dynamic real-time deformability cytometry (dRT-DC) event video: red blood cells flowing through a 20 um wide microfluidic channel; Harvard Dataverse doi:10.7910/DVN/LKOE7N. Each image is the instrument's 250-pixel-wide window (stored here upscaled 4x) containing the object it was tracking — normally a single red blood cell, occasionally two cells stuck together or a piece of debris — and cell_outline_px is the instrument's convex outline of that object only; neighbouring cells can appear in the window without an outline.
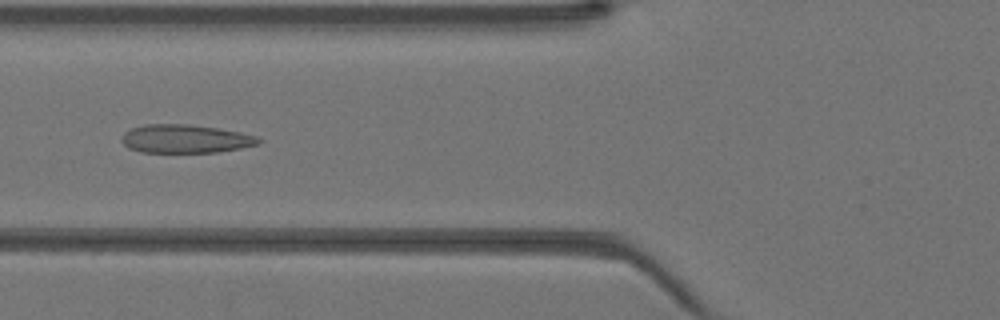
{"species": "Egyptian fruit bat (a non-hibernating species)", "species_latin": "Rousettus aegyptiacus", "temperature_condition": "warm", "stored_images_in_passage": 30, "camera_frame_rate_fps": 3000, "um_per_image_px": 0.085, "animal": {"sex": "female"}, "frame": {"image": 1, "passage_image": 4, "time_ms": 1.0, "image_size_px": [1000, 320], "cell_outline_px": [[260, 144], [240, 148], [216, 152], [140, 152], [128, 148], [120, 140], [124, 132], [132, 128], [144, 124], [188, 124], [216, 128], [240, 132], [256, 136], [260, 140]], "centroid_in_image_um": [15.72, 11.8], "position_along_channel_um": 110.1, "area_um2": 22.6}}
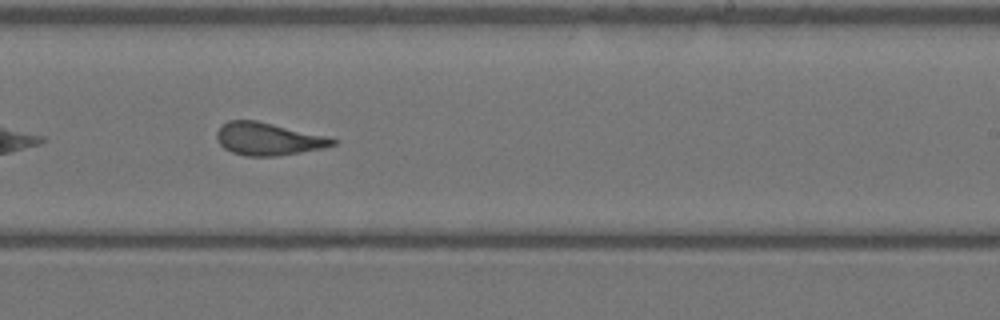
{"frame": {"image": 2, "passage_image": 14, "time_ms": 4.333, "image_size_px": [1000, 320], "cell_outline_px": [[336, 144], [324, 148], [276, 156], [244, 156], [232, 152], [224, 148], [216, 140], [216, 132], [228, 120], [256, 120], [328, 136], [336, 140]], "centroid_in_image_um": [22.79, 11.81], "position_along_channel_um": 266.2, "area_um2": 22.02}}
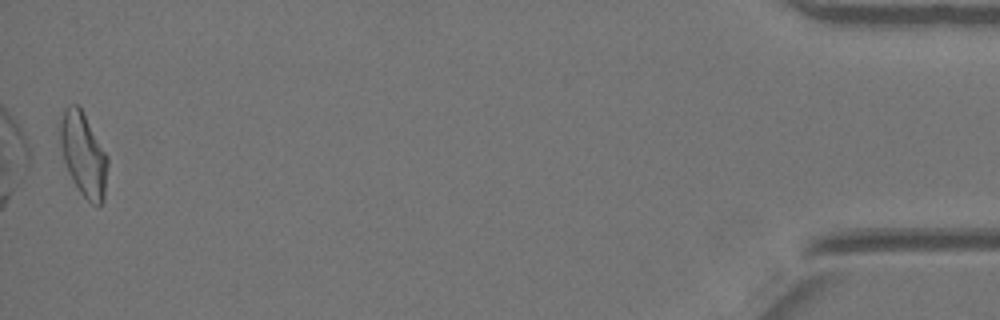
{"frame": {"image": 3, "passage_image": 30, "time_ms": 9.667, "image_size_px": [1000, 320], "cell_outline_px": [[108, 164], [104, 200], [100, 204], [92, 204], [80, 192], [72, 180], [64, 164], [60, 144], [60, 120], [64, 108], [68, 104], [76, 104], [80, 108], [108, 156]], "centroid_in_image_um": [7.08, 13.14], "position_along_channel_um": 428.1, "area_um2": 23.06}}